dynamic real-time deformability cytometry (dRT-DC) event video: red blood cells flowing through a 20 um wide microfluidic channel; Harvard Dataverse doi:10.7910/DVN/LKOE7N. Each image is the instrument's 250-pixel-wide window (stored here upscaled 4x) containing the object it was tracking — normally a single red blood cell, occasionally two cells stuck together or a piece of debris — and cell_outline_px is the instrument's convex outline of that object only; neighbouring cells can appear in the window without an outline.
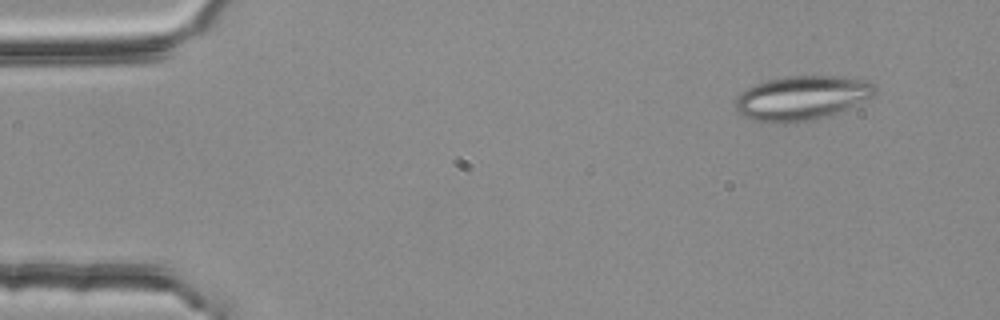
{"species": "common noctule bat (a hibernating species)", "species_latin": "Nyctalus noctula", "temperature_condition": "room temperature", "stored_images_in_passage": 3, "camera_frame_rate_fps": 3000, "um_per_image_px": 0.085, "animal": {"sex": "female", "body_mass_g": 25.1}, "frame": {"image": 1, "passage_image": 1, "time_ms": 0.0, "image_size_px": [1000, 320], "cell_outline_px": [[876, 92], [872, 96], [832, 116], [816, 120], [792, 124], [784, 124], [752, 120], [736, 112], [736, 96], [740, 92], [756, 84], [768, 80], [784, 76], [836, 76], [868, 80], [876, 88]], "centroid_in_image_um": [68.14, 8.35], "position_along_channel_um": 16.9, "area_um2": 36.47}}